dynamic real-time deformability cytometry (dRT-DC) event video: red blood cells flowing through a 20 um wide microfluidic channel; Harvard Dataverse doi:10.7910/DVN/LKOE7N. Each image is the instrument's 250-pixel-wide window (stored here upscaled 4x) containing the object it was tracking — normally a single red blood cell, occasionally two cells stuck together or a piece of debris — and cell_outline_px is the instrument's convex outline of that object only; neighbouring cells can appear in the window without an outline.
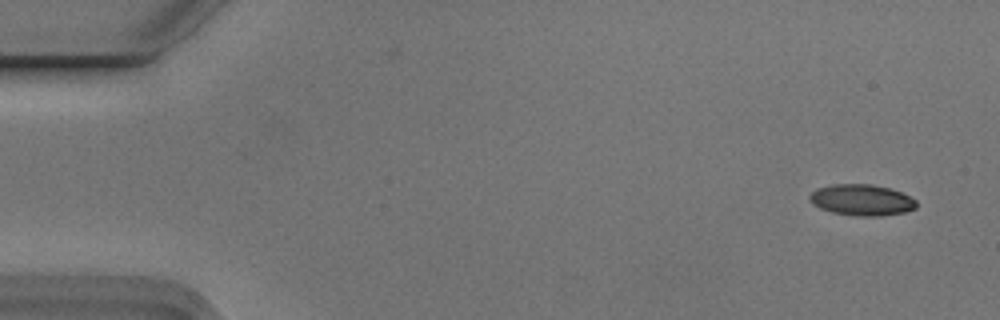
{"species": "Egyptian fruit bat (a non-hibernating species)", "species_latin": "Rousettus aegyptiacus", "temperature_condition": "cold", "stored_images_in_passage": 5, "camera_frame_rate_fps": 3000, "um_per_image_px": 0.085, "animal": {"sex": "male"}, "frame": {"image": 1, "passage_image": 1, "time_ms": 0.0, "image_size_px": [1000, 320], "cell_outline_px": [[916, 208], [904, 212], [880, 216], [856, 216], [832, 212], [820, 208], [812, 204], [808, 200], [808, 196], [816, 188], [832, 184], [872, 184], [888, 188], [900, 192], [916, 200]], "centroid_in_image_um": [73.2, 17.0], "position_along_channel_um": 11.8, "area_um2": 19.42}}